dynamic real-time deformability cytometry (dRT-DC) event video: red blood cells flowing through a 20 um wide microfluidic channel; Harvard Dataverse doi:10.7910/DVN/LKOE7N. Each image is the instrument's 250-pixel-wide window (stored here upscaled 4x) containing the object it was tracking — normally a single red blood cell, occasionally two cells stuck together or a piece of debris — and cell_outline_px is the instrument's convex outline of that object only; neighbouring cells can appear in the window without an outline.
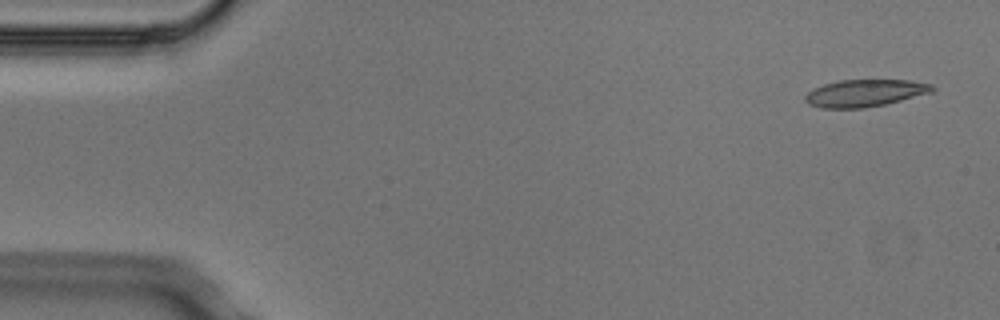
{"species": "Egyptian fruit bat (a non-hibernating species)", "species_latin": "Rousettus aegyptiacus", "temperature_condition": "cold", "stored_images_in_passage": 5, "camera_frame_rate_fps": 3000, "um_per_image_px": 0.085, "animal": {"sex": "male"}, "frame": {"image": 1, "passage_image": 1, "time_ms": 0.0, "image_size_px": [1000, 320], "cell_outline_px": [[936, 88], [932, 92], [884, 104], [864, 108], [820, 108], [808, 104], [804, 100], [804, 96], [808, 92], [824, 84], [840, 80], [908, 80], [932, 84]], "centroid_in_image_um": [73.5, 7.91], "position_along_channel_um": 11.5, "area_um2": 20.0}}
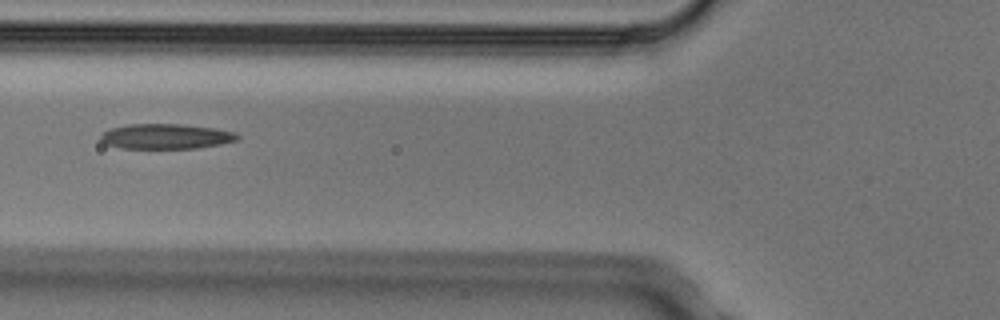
{"frame": {"image": 2, "passage_image": 5, "time_ms": 1.333, "image_size_px": [1000, 320], "cell_outline_px": [[240, 140], [220, 144], [196, 148], [120, 148], [108, 144], [100, 140], [100, 132], [108, 128], [128, 124], [184, 124], [216, 128], [236, 132], [240, 136]], "centroid_in_image_um": [14.11, 11.58], "position_along_channel_um": 111.7, "area_um2": 20.29}}